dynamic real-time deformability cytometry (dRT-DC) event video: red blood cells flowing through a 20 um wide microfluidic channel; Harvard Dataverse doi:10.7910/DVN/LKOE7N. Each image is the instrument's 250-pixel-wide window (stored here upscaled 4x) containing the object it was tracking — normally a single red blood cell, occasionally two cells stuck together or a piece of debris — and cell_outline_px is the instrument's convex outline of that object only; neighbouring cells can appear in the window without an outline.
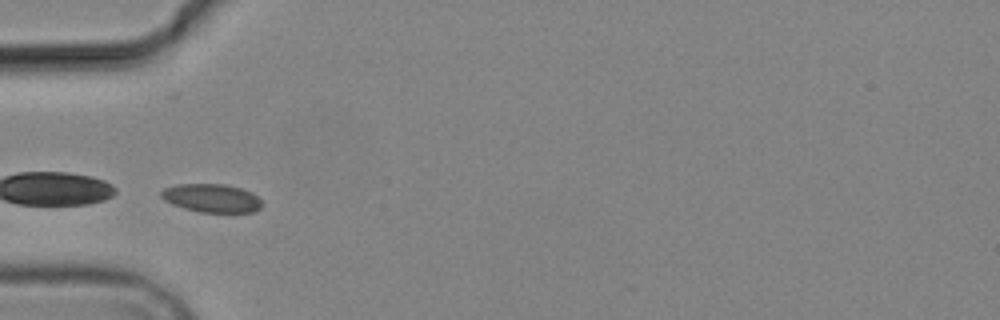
{"species": "common noctule bat (a hibernating species)", "species_latin": "Nyctalus noctula", "temperature_condition": "cold", "stored_images_in_passage": 4, "camera_frame_rate_fps": 3000, "um_per_image_px": 0.085, "animal": {"sex": "male", "body_mass_g": 19.2, "forearm_length_mm": 51.8}, "frame": {"image": 1, "passage_image": 3, "time_ms": 2.0, "image_size_px": [1000, 320], "cell_outline_px": [[264, 204], [260, 208], [252, 212], [200, 212], [184, 208], [172, 204], [164, 200], [160, 196], [160, 192], [164, 188], [176, 184], [224, 184], [240, 188], [252, 192]], "centroid_in_image_um": [17.98, 16.83], "position_along_channel_um": 67.0, "area_um2": 16.7}}
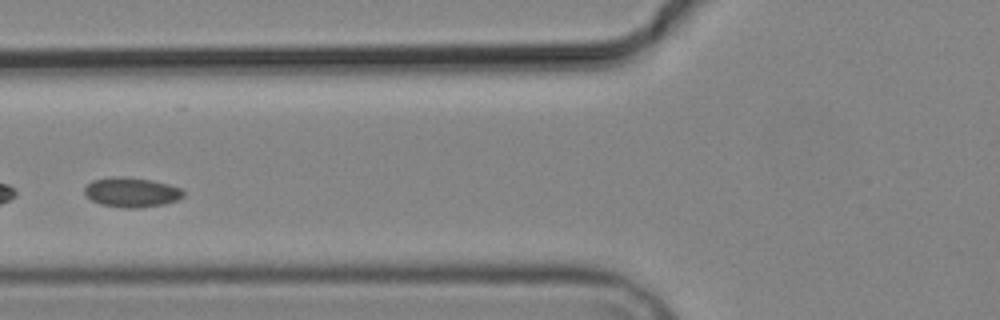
{"frame": {"image": 2, "passage_image": 4, "time_ms": 3.333, "image_size_px": [1000, 320], "cell_outline_px": [[184, 196], [176, 200], [164, 204], [140, 208], [124, 208], [100, 204], [92, 200], [84, 192], [84, 188], [92, 180], [116, 176], [120, 176], [152, 180], [168, 184], [180, 188], [184, 192]], "centroid_in_image_um": [11.18, 16.34], "position_along_channel_um": 114.6, "area_um2": 17.05}}